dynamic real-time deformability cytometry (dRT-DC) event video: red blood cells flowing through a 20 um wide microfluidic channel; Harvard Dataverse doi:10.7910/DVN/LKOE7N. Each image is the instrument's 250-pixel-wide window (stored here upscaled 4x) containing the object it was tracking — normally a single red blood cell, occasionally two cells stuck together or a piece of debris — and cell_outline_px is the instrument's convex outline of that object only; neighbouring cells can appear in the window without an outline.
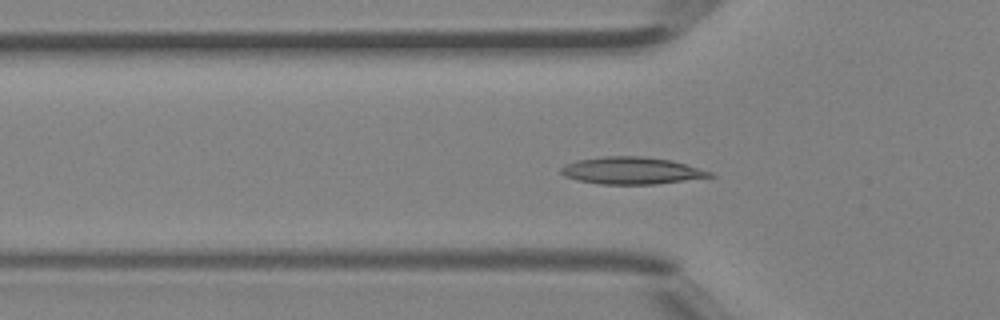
{"species": "Egyptian fruit bat (a non-hibernating species)", "species_latin": "Rousettus aegyptiacus", "temperature_condition": "room temperature", "stored_images_in_passage": 46, "camera_frame_rate_fps": 3000, "um_per_image_px": 0.085, "animal": {"sex": "female"}, "frame": {"image": 1, "passage_image": 14, "time_ms": 4.333, "image_size_px": [1000, 320], "cell_outline_px": [[716, 176], [656, 184], [600, 184], [576, 180], [564, 176], [560, 172], [560, 168], [564, 164], [576, 160], [604, 156], [640, 156], [672, 160], [712, 172]], "centroid_in_image_um": [53.64, 14.5], "position_along_channel_um": 72.2, "area_um2": 23.58}}
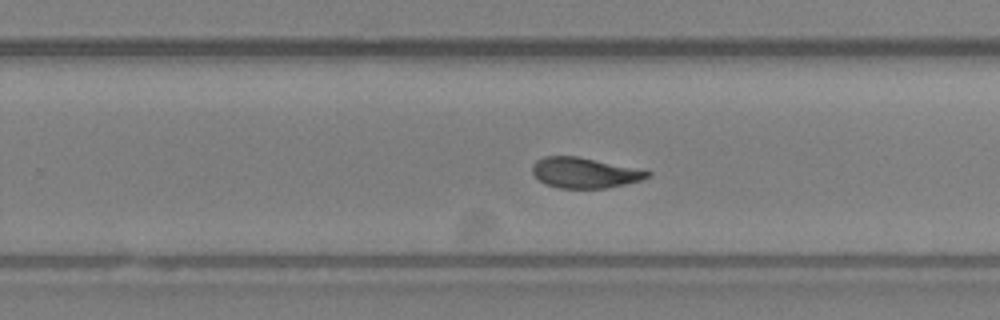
{"frame": {"image": 2, "passage_image": 28, "time_ms": 9.0, "image_size_px": [1000, 320], "cell_outline_px": [[652, 176], [640, 180], [608, 188], [560, 188], [544, 184], [532, 172], [532, 164], [536, 160], [544, 156], [576, 156], [652, 172]], "centroid_in_image_um": [49.65, 14.69], "position_along_channel_um": 280.2, "area_um2": 20.17}}
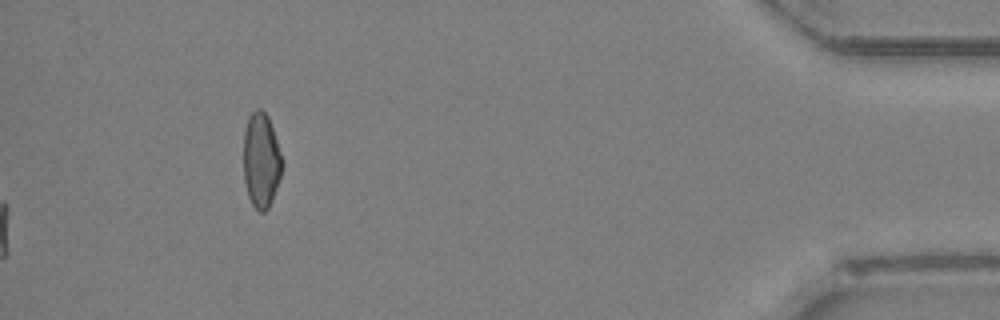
{"frame": {"image": 3, "passage_image": 46, "time_ms": 15.0, "image_size_px": [1000, 320], "cell_outline_px": [[284, 164], [272, 200], [268, 208], [264, 212], [260, 212], [252, 204], [248, 196], [244, 180], [244, 132], [248, 116], [256, 108], [260, 108], [268, 116], [284, 160]], "centroid_in_image_um": [22.21, 13.61], "position_along_channel_um": 413.0, "area_um2": 21.5}, "authors_computed_cell_mechanics": {"area_um2": 21.4149, "velocity_mm_per_s": 4.4724, "shape_relaxation_time_tau1_ms": 5.3449, "shape_relaxation_time_tau2_ms": 1.6631, "deformation_change_tau1": 0.1561, "deformation_change_tau2": 0.0789}}